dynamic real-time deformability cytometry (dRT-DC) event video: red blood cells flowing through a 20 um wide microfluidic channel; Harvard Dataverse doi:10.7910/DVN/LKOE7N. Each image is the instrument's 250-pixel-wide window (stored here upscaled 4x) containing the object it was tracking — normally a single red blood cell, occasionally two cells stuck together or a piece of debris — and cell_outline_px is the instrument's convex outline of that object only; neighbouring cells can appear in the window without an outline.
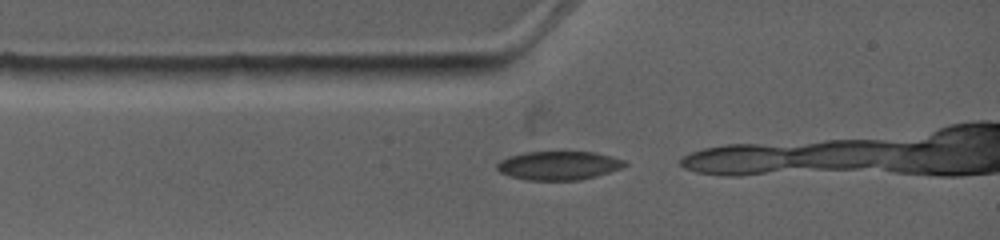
{"species": "common noctule bat (a hibernating species)", "species_latin": "Nyctalus noctula", "temperature_condition": "warm", "stored_images_in_passage": 4, "camera_frame_rate_fps": 4500, "um_per_image_px": 0.085, "animal": {"sex": "female", "body_mass_g": 19.0, "forearm_length_mm": 53.3}, "frame": {"image": 1, "passage_image": 1, "time_ms": 0.0, "image_size_px": [1000, 240], "cell_outline_px": [[628, 164], [624, 168], [596, 176], [580, 180], [528, 180], [508, 176], [500, 172], [496, 168], [496, 164], [500, 160], [508, 156], [524, 152], [596, 152], [612, 156], [624, 160]], "centroid_in_image_um": [47.5, 14.07], "position_along_channel_um": 37.5, "area_um2": 21.62}}